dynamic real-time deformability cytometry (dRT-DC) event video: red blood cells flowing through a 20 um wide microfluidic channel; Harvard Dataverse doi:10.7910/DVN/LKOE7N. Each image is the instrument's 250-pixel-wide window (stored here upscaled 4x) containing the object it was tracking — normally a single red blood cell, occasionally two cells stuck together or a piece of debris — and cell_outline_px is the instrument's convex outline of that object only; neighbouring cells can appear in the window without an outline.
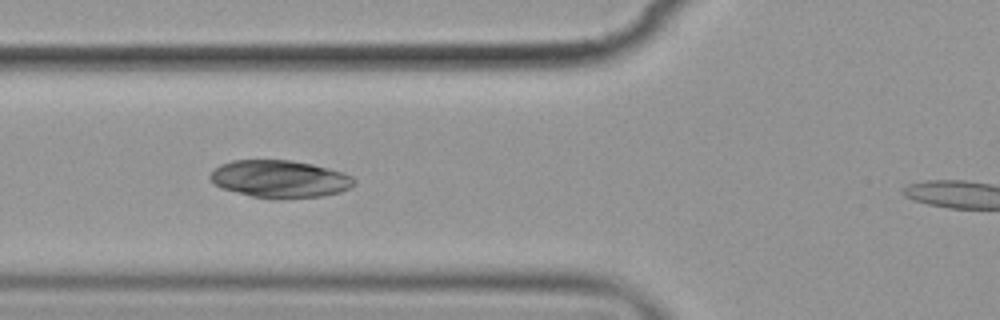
{"species": "common noctule bat (a hibernating species)", "species_latin": "Nyctalus noctula", "temperature_condition": "cold", "stored_images_in_passage": 10, "segment_of_instrument_passage": [1, 2], "camera_frame_rate_fps": 3000, "um_per_image_px": 0.085, "animal": {"sex": "female", "body_mass_g": 19.9}, "frame": {"image": 1, "passage_image": 4, "time_ms": 3.333, "image_size_px": [1000, 320], "cell_outline_px": [[356, 184], [352, 188], [340, 192], [324, 196], [284, 200], [272, 200], [252, 196], [220, 188], [208, 176], [220, 164], [232, 160], [292, 160], [312, 164], [344, 172], [352, 176], [356, 180]], "centroid_in_image_um": [23.84, 15.23], "position_along_channel_um": 102.0, "area_um2": 32.02}}
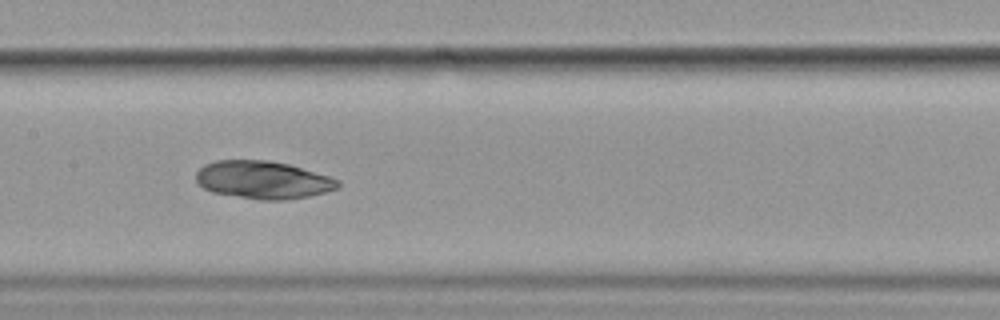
{"frame": {"image": 2, "passage_image": 6, "time_ms": 5.667, "image_size_px": [1000, 320], "cell_outline_px": [[340, 184], [336, 188], [324, 192], [308, 196], [284, 200], [260, 200], [212, 192], [204, 188], [196, 180], [196, 172], [204, 164], [216, 160], [268, 160], [288, 164], [328, 176], [340, 180]], "centroid_in_image_um": [22.32, 15.29], "position_along_channel_um": 185.1, "area_um2": 31.04}}
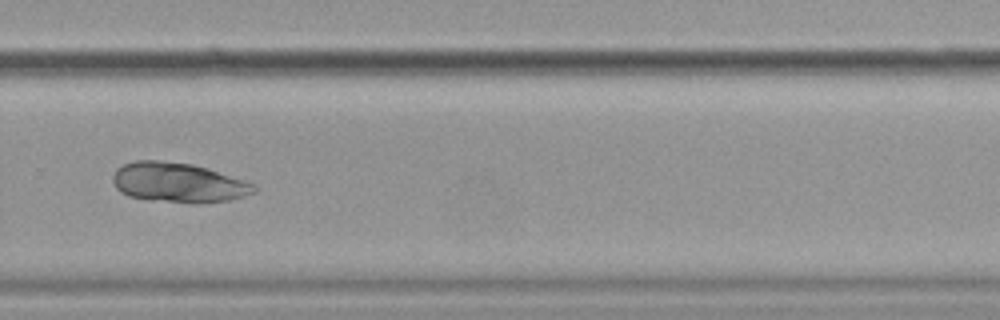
{"frame": {"image": 3, "passage_image": 9, "time_ms": 9.333, "image_size_px": [1000, 320], "cell_outline_px": [[260, 188], [256, 192], [244, 196], [228, 200], [196, 204], [192, 204], [152, 200], [128, 196], [120, 192], [116, 188], [112, 180], [112, 176], [116, 168], [124, 164], [136, 160], [156, 160], [192, 164], [208, 168], [256, 184]], "centroid_in_image_um": [15.17, 15.53], "position_along_channel_um": 314.6, "area_um2": 33.06}}